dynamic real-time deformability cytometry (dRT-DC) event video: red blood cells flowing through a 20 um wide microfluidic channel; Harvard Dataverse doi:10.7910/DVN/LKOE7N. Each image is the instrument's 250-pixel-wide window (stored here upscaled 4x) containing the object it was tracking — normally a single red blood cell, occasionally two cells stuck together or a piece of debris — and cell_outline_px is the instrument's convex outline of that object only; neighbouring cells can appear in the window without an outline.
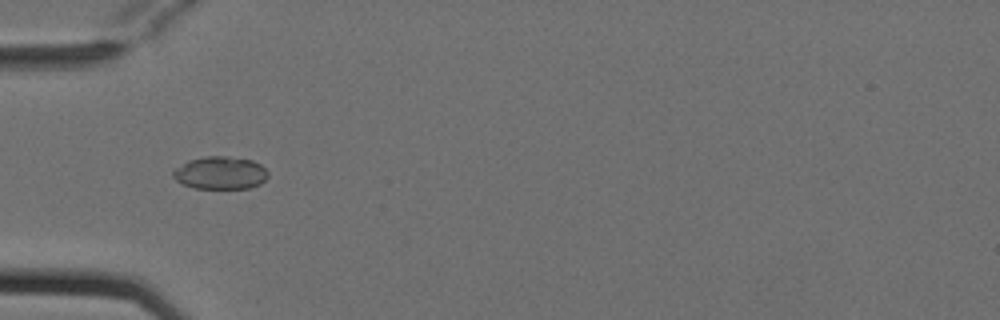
{"species": "Egyptian fruit bat (a non-hibernating species)", "species_latin": "Rousettus aegyptiacus", "temperature_condition": "cold", "stored_images_in_passage": 7, "camera_frame_rate_fps": 3000, "um_per_image_px": 0.085, "animal": {"sex": "female"}, "frame": {"image": 1, "passage_image": 4, "time_ms": 1.0, "image_size_px": [1000, 320], "cell_outline_px": [[268, 176], [260, 184], [248, 188], [196, 188], [184, 184], [176, 180], [172, 176], [172, 168], [188, 160], [208, 156], [228, 156], [252, 160], [260, 164], [268, 172]], "centroid_in_image_um": [18.7, 14.68], "position_along_channel_um": 66.3, "area_um2": 18.15}}
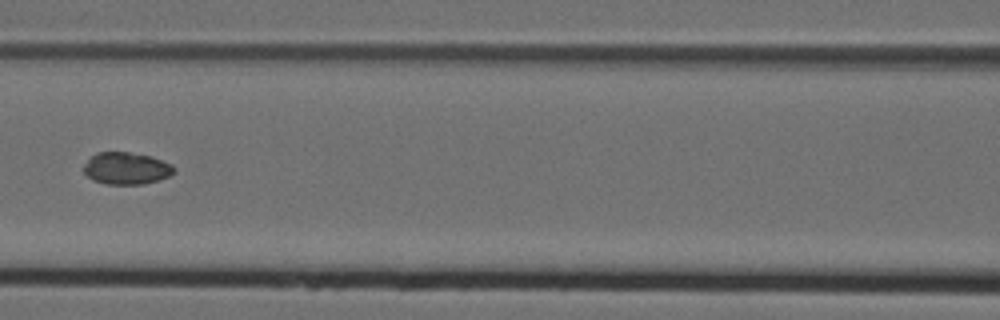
{"frame": {"image": 2, "passage_image": 6, "time_ms": 1.667, "image_size_px": [1000, 320], "cell_outline_px": [[176, 172], [168, 176], [144, 184], [108, 184], [92, 180], [84, 172], [84, 164], [96, 152], [128, 152], [152, 156], [172, 164], [176, 168]], "centroid_in_image_um": [10.76, 14.3], "position_along_channel_um": 155.8, "area_um2": 16.88}}
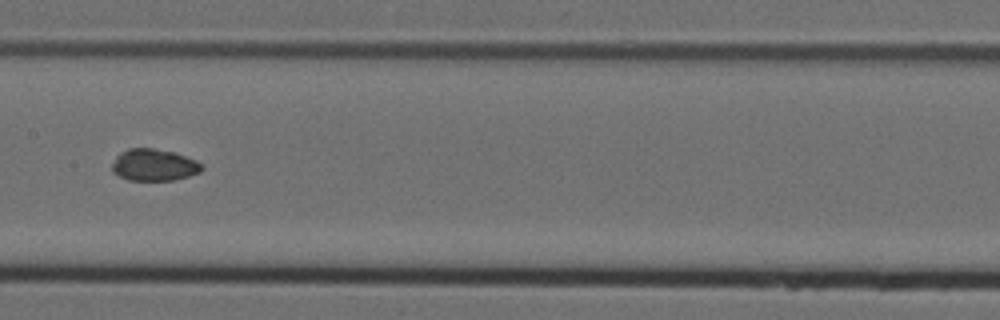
{"frame": {"image": 3, "passage_image": 7, "time_ms": 2.0, "image_size_px": [1000, 320], "cell_outline_px": [[204, 168], [200, 172], [188, 176], [172, 180], [128, 180], [112, 172], [112, 164], [116, 156], [120, 152], [128, 148], [152, 148], [172, 152], [196, 160]], "centroid_in_image_um": [13.06, 14.02], "position_along_channel_um": 194.3, "area_um2": 16.53}}